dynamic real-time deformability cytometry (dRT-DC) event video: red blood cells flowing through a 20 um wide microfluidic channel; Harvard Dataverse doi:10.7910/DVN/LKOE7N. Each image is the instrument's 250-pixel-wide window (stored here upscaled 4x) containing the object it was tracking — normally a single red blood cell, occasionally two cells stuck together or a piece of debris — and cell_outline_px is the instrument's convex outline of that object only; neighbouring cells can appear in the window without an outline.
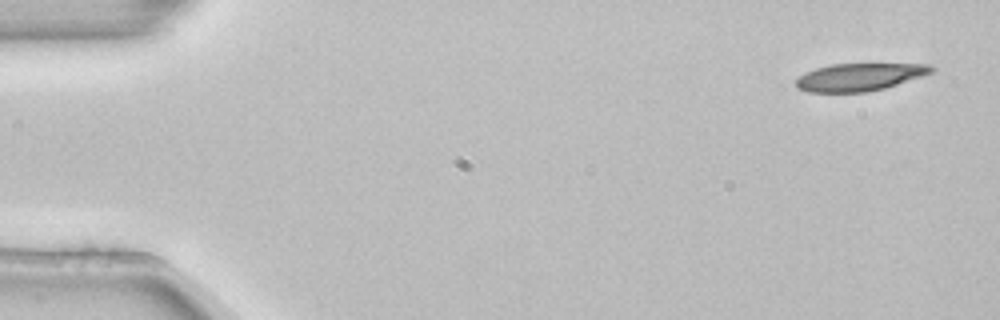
{"species": "common noctule bat (a hibernating species)", "species_latin": "Nyctalus noctula", "temperature_condition": "room temperature", "stored_images_in_passage": 3, "camera_frame_rate_fps": 3000, "um_per_image_px": 0.085, "animal": {"sex": "female", "body_mass_g": 22.7, "forearm_length_mm": 54.2}, "frame": {"image": 1, "passage_image": 1, "time_ms": 0.0, "image_size_px": [1000, 320], "cell_outline_px": [[936, 72], [884, 88], [868, 92], [808, 92], [796, 88], [796, 80], [800, 76], [816, 68], [832, 64], [928, 64], [936, 68]], "centroid_in_image_um": [73.1, 6.55], "position_along_channel_um": 11.9, "area_um2": 21.73}}